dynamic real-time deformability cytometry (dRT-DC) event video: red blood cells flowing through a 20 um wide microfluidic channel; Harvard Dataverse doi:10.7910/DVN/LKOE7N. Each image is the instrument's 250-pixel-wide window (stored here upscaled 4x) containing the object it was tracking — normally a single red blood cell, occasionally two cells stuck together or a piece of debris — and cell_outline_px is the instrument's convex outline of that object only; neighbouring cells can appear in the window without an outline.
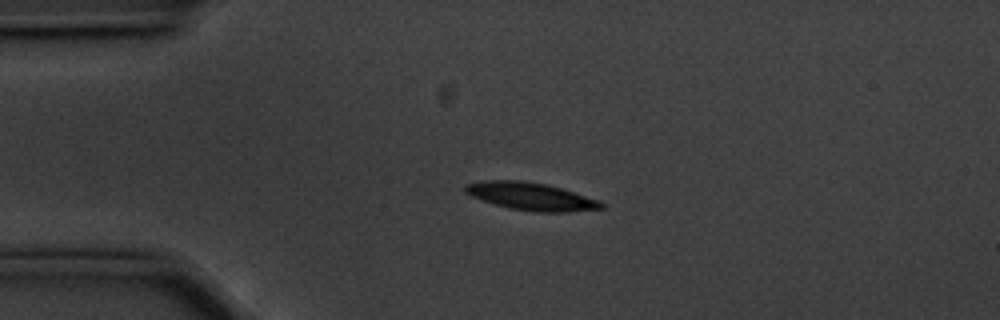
{"species": "common noctule bat (a hibernating species)", "species_latin": "Nyctalus noctula", "temperature_condition": "cold", "stored_images_in_passage": 47, "camera_frame_rate_fps": 3000, "um_per_image_px": 0.085, "animal": {"sex": "male", "body_mass_g": 20.1, "forearm_length_mm": 53.5}, "frame": {"image": 1, "passage_image": 12, "time_ms": 3.667, "image_size_px": [1000, 320], "cell_outline_px": [[604, 208], [568, 212], [536, 212], [508, 208], [472, 196], [464, 192], [464, 184], [488, 180], [520, 180], [544, 184], [560, 188], [600, 200], [604, 204]], "centroid_in_image_um": [45.14, 16.7], "position_along_channel_um": 39.9, "area_um2": 21.73}}
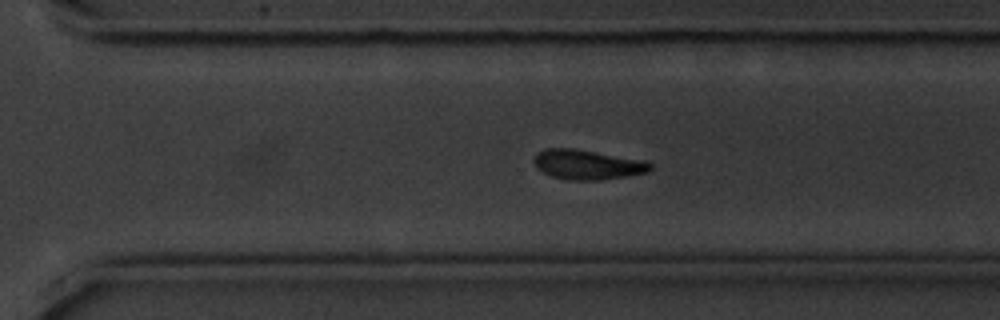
{"frame": {"image": 2, "passage_image": 38, "time_ms": 12.333, "image_size_px": [1000, 320], "cell_outline_px": [[652, 168], [648, 172], [600, 180], [568, 180], [552, 176], [536, 168], [532, 160], [544, 148], [572, 148], [644, 160], [652, 164]], "centroid_in_image_um": [49.91, 13.99], "position_along_channel_um": 320.7, "area_um2": 20.0}}
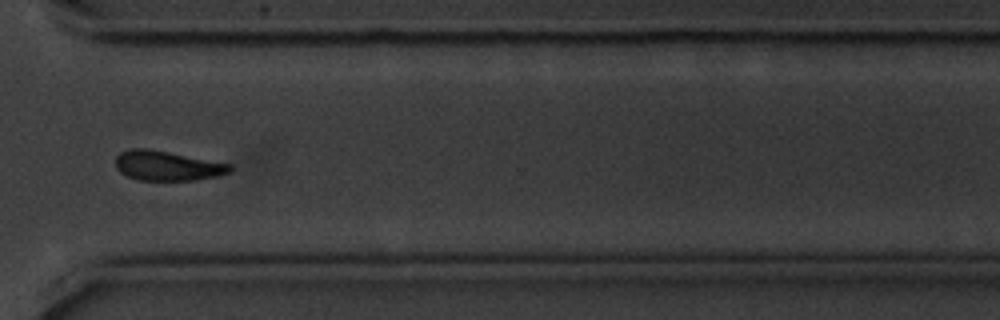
{"frame": {"image": 3, "passage_image": 41, "time_ms": 13.333, "image_size_px": [1000, 320], "cell_outline_px": [[232, 168], [228, 172], [216, 176], [196, 180], [140, 180], [128, 176], [120, 172], [116, 168], [116, 156], [120, 152], [132, 148], [144, 148], [168, 152], [232, 164]], "centroid_in_image_um": [14.19, 14.09], "position_along_channel_um": 356.4, "area_um2": 19.59}, "authors_computed_cell_mechanics": {"area_um2": 20.519, "velocity_mm_per_s": 3.5378, "shape_relaxation_time_tau1_ms": 2.5887, "shape_relaxation_time_tau2_ms": null, "deformation_change_tau1": 0.1054, "deformation_change_tau2": null}}